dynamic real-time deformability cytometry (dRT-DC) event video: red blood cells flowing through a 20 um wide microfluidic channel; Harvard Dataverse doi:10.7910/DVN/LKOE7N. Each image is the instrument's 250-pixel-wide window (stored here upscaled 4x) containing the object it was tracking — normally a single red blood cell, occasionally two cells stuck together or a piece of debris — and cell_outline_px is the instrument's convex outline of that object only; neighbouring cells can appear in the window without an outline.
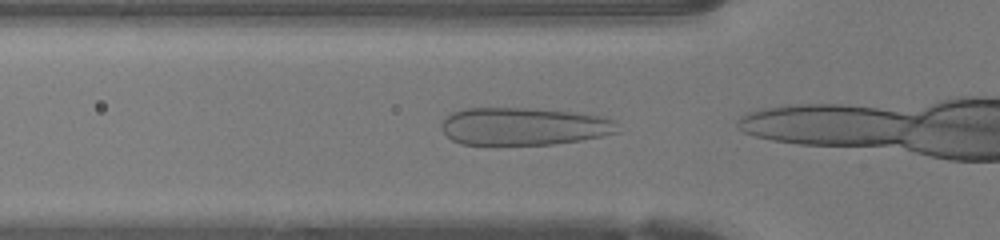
{"species": "human", "species_latin": "Homo sapiens", "temperature_condition": "warm", "stored_images_in_passage": 7, "camera_frame_rate_fps": 3000, "um_per_image_px": 0.085, "donor": {"sex": "female"}, "frame": {"image": 1, "passage_image": 2, "time_ms": 0.333, "image_size_px": [1000, 240], "cell_outline_px": [[620, 132], [604, 136], [580, 140], [552, 144], [460, 144], [452, 140], [440, 128], [440, 124], [452, 112], [464, 108], [524, 108], [572, 112], [604, 116], [612, 120]], "centroid_in_image_um": [44.51, 10.74], "position_along_channel_um": 81.3, "area_um2": 38.49}}